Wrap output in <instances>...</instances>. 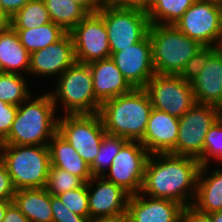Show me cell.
<instances>
[{
	"instance_id": "obj_1",
	"label": "cell",
	"mask_w": 222,
	"mask_h": 222,
	"mask_svg": "<svg viewBox=\"0 0 222 222\" xmlns=\"http://www.w3.org/2000/svg\"><path fill=\"white\" fill-rule=\"evenodd\" d=\"M153 157V158H152ZM201 164L197 158L173 153L150 154L141 194L191 206ZM189 198V200H188Z\"/></svg>"
},
{
	"instance_id": "obj_2",
	"label": "cell",
	"mask_w": 222,
	"mask_h": 222,
	"mask_svg": "<svg viewBox=\"0 0 222 222\" xmlns=\"http://www.w3.org/2000/svg\"><path fill=\"white\" fill-rule=\"evenodd\" d=\"M152 105L144 88L109 99L101 104L99 115L107 134L140 141L148 123Z\"/></svg>"
},
{
	"instance_id": "obj_3",
	"label": "cell",
	"mask_w": 222,
	"mask_h": 222,
	"mask_svg": "<svg viewBox=\"0 0 222 222\" xmlns=\"http://www.w3.org/2000/svg\"><path fill=\"white\" fill-rule=\"evenodd\" d=\"M55 110L50 92L36 99L29 97L18 106L10 132L0 144L48 145L57 133Z\"/></svg>"
},
{
	"instance_id": "obj_4",
	"label": "cell",
	"mask_w": 222,
	"mask_h": 222,
	"mask_svg": "<svg viewBox=\"0 0 222 222\" xmlns=\"http://www.w3.org/2000/svg\"><path fill=\"white\" fill-rule=\"evenodd\" d=\"M0 150L15 190L46 187L51 167L48 145L0 144Z\"/></svg>"
},
{
	"instance_id": "obj_5",
	"label": "cell",
	"mask_w": 222,
	"mask_h": 222,
	"mask_svg": "<svg viewBox=\"0 0 222 222\" xmlns=\"http://www.w3.org/2000/svg\"><path fill=\"white\" fill-rule=\"evenodd\" d=\"M148 35L156 74L179 75L186 63L203 47L174 25L151 24Z\"/></svg>"
},
{
	"instance_id": "obj_6",
	"label": "cell",
	"mask_w": 222,
	"mask_h": 222,
	"mask_svg": "<svg viewBox=\"0 0 222 222\" xmlns=\"http://www.w3.org/2000/svg\"><path fill=\"white\" fill-rule=\"evenodd\" d=\"M56 80L50 92L55 108L61 101L66 115L99 113L101 104L95 98L89 64L75 62Z\"/></svg>"
},
{
	"instance_id": "obj_7",
	"label": "cell",
	"mask_w": 222,
	"mask_h": 222,
	"mask_svg": "<svg viewBox=\"0 0 222 222\" xmlns=\"http://www.w3.org/2000/svg\"><path fill=\"white\" fill-rule=\"evenodd\" d=\"M98 13L103 17L111 52L122 51L141 41L149 30L147 12L117 7L105 1Z\"/></svg>"
},
{
	"instance_id": "obj_8",
	"label": "cell",
	"mask_w": 222,
	"mask_h": 222,
	"mask_svg": "<svg viewBox=\"0 0 222 222\" xmlns=\"http://www.w3.org/2000/svg\"><path fill=\"white\" fill-rule=\"evenodd\" d=\"M58 118L57 133L61 135L81 158L91 165L106 134L99 113L65 115Z\"/></svg>"
},
{
	"instance_id": "obj_9",
	"label": "cell",
	"mask_w": 222,
	"mask_h": 222,
	"mask_svg": "<svg viewBox=\"0 0 222 222\" xmlns=\"http://www.w3.org/2000/svg\"><path fill=\"white\" fill-rule=\"evenodd\" d=\"M221 117V108L209 104L195 103L179 118L176 155L198 158L203 153L207 132Z\"/></svg>"
},
{
	"instance_id": "obj_10",
	"label": "cell",
	"mask_w": 222,
	"mask_h": 222,
	"mask_svg": "<svg viewBox=\"0 0 222 222\" xmlns=\"http://www.w3.org/2000/svg\"><path fill=\"white\" fill-rule=\"evenodd\" d=\"M152 108L182 117L195 103L192 85L179 75L155 74L144 87Z\"/></svg>"
},
{
	"instance_id": "obj_11",
	"label": "cell",
	"mask_w": 222,
	"mask_h": 222,
	"mask_svg": "<svg viewBox=\"0 0 222 222\" xmlns=\"http://www.w3.org/2000/svg\"><path fill=\"white\" fill-rule=\"evenodd\" d=\"M149 156L150 153L140 141H127L114 157L106 174L108 177H103L130 195L138 194L142 189Z\"/></svg>"
},
{
	"instance_id": "obj_12",
	"label": "cell",
	"mask_w": 222,
	"mask_h": 222,
	"mask_svg": "<svg viewBox=\"0 0 222 222\" xmlns=\"http://www.w3.org/2000/svg\"><path fill=\"white\" fill-rule=\"evenodd\" d=\"M174 26L202 46L215 47L222 33V7L196 0Z\"/></svg>"
},
{
	"instance_id": "obj_13",
	"label": "cell",
	"mask_w": 222,
	"mask_h": 222,
	"mask_svg": "<svg viewBox=\"0 0 222 222\" xmlns=\"http://www.w3.org/2000/svg\"><path fill=\"white\" fill-rule=\"evenodd\" d=\"M69 33L74 43L76 62L89 64L110 57L106 25L98 12L89 13Z\"/></svg>"
},
{
	"instance_id": "obj_14",
	"label": "cell",
	"mask_w": 222,
	"mask_h": 222,
	"mask_svg": "<svg viewBox=\"0 0 222 222\" xmlns=\"http://www.w3.org/2000/svg\"><path fill=\"white\" fill-rule=\"evenodd\" d=\"M87 191L90 220L126 217L130 194L122 187L103 176H93L87 182Z\"/></svg>"
},
{
	"instance_id": "obj_15",
	"label": "cell",
	"mask_w": 222,
	"mask_h": 222,
	"mask_svg": "<svg viewBox=\"0 0 222 222\" xmlns=\"http://www.w3.org/2000/svg\"><path fill=\"white\" fill-rule=\"evenodd\" d=\"M110 58L133 88H144L156 74L148 34L122 51L111 52Z\"/></svg>"
},
{
	"instance_id": "obj_16",
	"label": "cell",
	"mask_w": 222,
	"mask_h": 222,
	"mask_svg": "<svg viewBox=\"0 0 222 222\" xmlns=\"http://www.w3.org/2000/svg\"><path fill=\"white\" fill-rule=\"evenodd\" d=\"M75 62L73 39L66 32L58 41L30 54L29 74L59 77Z\"/></svg>"
},
{
	"instance_id": "obj_17",
	"label": "cell",
	"mask_w": 222,
	"mask_h": 222,
	"mask_svg": "<svg viewBox=\"0 0 222 222\" xmlns=\"http://www.w3.org/2000/svg\"><path fill=\"white\" fill-rule=\"evenodd\" d=\"M183 206L168 199L145 198L144 194L130 195L126 222H180Z\"/></svg>"
},
{
	"instance_id": "obj_18",
	"label": "cell",
	"mask_w": 222,
	"mask_h": 222,
	"mask_svg": "<svg viewBox=\"0 0 222 222\" xmlns=\"http://www.w3.org/2000/svg\"><path fill=\"white\" fill-rule=\"evenodd\" d=\"M179 118L152 108L145 134L140 142L150 154H176Z\"/></svg>"
},
{
	"instance_id": "obj_19",
	"label": "cell",
	"mask_w": 222,
	"mask_h": 222,
	"mask_svg": "<svg viewBox=\"0 0 222 222\" xmlns=\"http://www.w3.org/2000/svg\"><path fill=\"white\" fill-rule=\"evenodd\" d=\"M89 67L93 76L95 98L100 104L134 89L110 57L91 62Z\"/></svg>"
},
{
	"instance_id": "obj_20",
	"label": "cell",
	"mask_w": 222,
	"mask_h": 222,
	"mask_svg": "<svg viewBox=\"0 0 222 222\" xmlns=\"http://www.w3.org/2000/svg\"><path fill=\"white\" fill-rule=\"evenodd\" d=\"M191 85L196 103L222 109V56L219 53L215 51L209 57Z\"/></svg>"
},
{
	"instance_id": "obj_21",
	"label": "cell",
	"mask_w": 222,
	"mask_h": 222,
	"mask_svg": "<svg viewBox=\"0 0 222 222\" xmlns=\"http://www.w3.org/2000/svg\"><path fill=\"white\" fill-rule=\"evenodd\" d=\"M208 165L200 167L195 200L192 205L197 211L211 214L222 211V169L208 171ZM210 176H209V175ZM204 176V177H203Z\"/></svg>"
},
{
	"instance_id": "obj_22",
	"label": "cell",
	"mask_w": 222,
	"mask_h": 222,
	"mask_svg": "<svg viewBox=\"0 0 222 222\" xmlns=\"http://www.w3.org/2000/svg\"><path fill=\"white\" fill-rule=\"evenodd\" d=\"M51 166L61 168L87 183L92 177L90 165L85 162L70 143L56 133L48 144Z\"/></svg>"
},
{
	"instance_id": "obj_23",
	"label": "cell",
	"mask_w": 222,
	"mask_h": 222,
	"mask_svg": "<svg viewBox=\"0 0 222 222\" xmlns=\"http://www.w3.org/2000/svg\"><path fill=\"white\" fill-rule=\"evenodd\" d=\"M0 64L6 73L21 74L18 70L29 73L30 53L10 25L0 28Z\"/></svg>"
},
{
	"instance_id": "obj_24",
	"label": "cell",
	"mask_w": 222,
	"mask_h": 222,
	"mask_svg": "<svg viewBox=\"0 0 222 222\" xmlns=\"http://www.w3.org/2000/svg\"><path fill=\"white\" fill-rule=\"evenodd\" d=\"M13 202L30 222H52L51 194L45 188L16 190Z\"/></svg>"
},
{
	"instance_id": "obj_25",
	"label": "cell",
	"mask_w": 222,
	"mask_h": 222,
	"mask_svg": "<svg viewBox=\"0 0 222 222\" xmlns=\"http://www.w3.org/2000/svg\"><path fill=\"white\" fill-rule=\"evenodd\" d=\"M53 23L70 32L89 13L71 0H43Z\"/></svg>"
},
{
	"instance_id": "obj_26",
	"label": "cell",
	"mask_w": 222,
	"mask_h": 222,
	"mask_svg": "<svg viewBox=\"0 0 222 222\" xmlns=\"http://www.w3.org/2000/svg\"><path fill=\"white\" fill-rule=\"evenodd\" d=\"M21 44L31 54L58 41L66 32L57 24L50 23L34 29H14Z\"/></svg>"
},
{
	"instance_id": "obj_27",
	"label": "cell",
	"mask_w": 222,
	"mask_h": 222,
	"mask_svg": "<svg viewBox=\"0 0 222 222\" xmlns=\"http://www.w3.org/2000/svg\"><path fill=\"white\" fill-rule=\"evenodd\" d=\"M196 0H154L147 12L149 23L175 25Z\"/></svg>"
},
{
	"instance_id": "obj_28",
	"label": "cell",
	"mask_w": 222,
	"mask_h": 222,
	"mask_svg": "<svg viewBox=\"0 0 222 222\" xmlns=\"http://www.w3.org/2000/svg\"><path fill=\"white\" fill-rule=\"evenodd\" d=\"M50 22L49 12L43 0L29 1L9 19V25L13 29H34Z\"/></svg>"
},
{
	"instance_id": "obj_29",
	"label": "cell",
	"mask_w": 222,
	"mask_h": 222,
	"mask_svg": "<svg viewBox=\"0 0 222 222\" xmlns=\"http://www.w3.org/2000/svg\"><path fill=\"white\" fill-rule=\"evenodd\" d=\"M22 74L0 73V100L19 106L23 101L32 97L27 87V80Z\"/></svg>"
},
{
	"instance_id": "obj_30",
	"label": "cell",
	"mask_w": 222,
	"mask_h": 222,
	"mask_svg": "<svg viewBox=\"0 0 222 222\" xmlns=\"http://www.w3.org/2000/svg\"><path fill=\"white\" fill-rule=\"evenodd\" d=\"M127 141L126 138L106 133L102 139L99 151L90 165L92 175L104 176L106 170H109V167L112 165L114 157Z\"/></svg>"
},
{
	"instance_id": "obj_31",
	"label": "cell",
	"mask_w": 222,
	"mask_h": 222,
	"mask_svg": "<svg viewBox=\"0 0 222 222\" xmlns=\"http://www.w3.org/2000/svg\"><path fill=\"white\" fill-rule=\"evenodd\" d=\"M84 182L77 176L68 171L50 167L45 189L51 195L57 196L69 190L78 189Z\"/></svg>"
},
{
	"instance_id": "obj_32",
	"label": "cell",
	"mask_w": 222,
	"mask_h": 222,
	"mask_svg": "<svg viewBox=\"0 0 222 222\" xmlns=\"http://www.w3.org/2000/svg\"><path fill=\"white\" fill-rule=\"evenodd\" d=\"M222 161V117L215 122L205 136L203 153L197 158L201 164L208 165L211 158Z\"/></svg>"
},
{
	"instance_id": "obj_33",
	"label": "cell",
	"mask_w": 222,
	"mask_h": 222,
	"mask_svg": "<svg viewBox=\"0 0 222 222\" xmlns=\"http://www.w3.org/2000/svg\"><path fill=\"white\" fill-rule=\"evenodd\" d=\"M57 196L68 209L90 221L87 183H84L78 189L69 190L64 193H60Z\"/></svg>"
},
{
	"instance_id": "obj_34",
	"label": "cell",
	"mask_w": 222,
	"mask_h": 222,
	"mask_svg": "<svg viewBox=\"0 0 222 222\" xmlns=\"http://www.w3.org/2000/svg\"><path fill=\"white\" fill-rule=\"evenodd\" d=\"M216 51L215 47L203 46L186 63L179 76L186 82L191 83L199 74L209 57Z\"/></svg>"
},
{
	"instance_id": "obj_35",
	"label": "cell",
	"mask_w": 222,
	"mask_h": 222,
	"mask_svg": "<svg viewBox=\"0 0 222 222\" xmlns=\"http://www.w3.org/2000/svg\"><path fill=\"white\" fill-rule=\"evenodd\" d=\"M52 222H89L83 216H79L67 208L58 196L51 195Z\"/></svg>"
},
{
	"instance_id": "obj_36",
	"label": "cell",
	"mask_w": 222,
	"mask_h": 222,
	"mask_svg": "<svg viewBox=\"0 0 222 222\" xmlns=\"http://www.w3.org/2000/svg\"><path fill=\"white\" fill-rule=\"evenodd\" d=\"M18 112V106L0 100V143L8 136Z\"/></svg>"
},
{
	"instance_id": "obj_37",
	"label": "cell",
	"mask_w": 222,
	"mask_h": 222,
	"mask_svg": "<svg viewBox=\"0 0 222 222\" xmlns=\"http://www.w3.org/2000/svg\"><path fill=\"white\" fill-rule=\"evenodd\" d=\"M15 191L10 174L0 160V200H13Z\"/></svg>"
},
{
	"instance_id": "obj_38",
	"label": "cell",
	"mask_w": 222,
	"mask_h": 222,
	"mask_svg": "<svg viewBox=\"0 0 222 222\" xmlns=\"http://www.w3.org/2000/svg\"><path fill=\"white\" fill-rule=\"evenodd\" d=\"M180 222H211L209 214L197 211L193 206H186L181 213Z\"/></svg>"
},
{
	"instance_id": "obj_39",
	"label": "cell",
	"mask_w": 222,
	"mask_h": 222,
	"mask_svg": "<svg viewBox=\"0 0 222 222\" xmlns=\"http://www.w3.org/2000/svg\"><path fill=\"white\" fill-rule=\"evenodd\" d=\"M154 0H110L117 7L137 9L148 12Z\"/></svg>"
},
{
	"instance_id": "obj_40",
	"label": "cell",
	"mask_w": 222,
	"mask_h": 222,
	"mask_svg": "<svg viewBox=\"0 0 222 222\" xmlns=\"http://www.w3.org/2000/svg\"><path fill=\"white\" fill-rule=\"evenodd\" d=\"M29 1L31 0H0V7L4 15L11 19Z\"/></svg>"
},
{
	"instance_id": "obj_41",
	"label": "cell",
	"mask_w": 222,
	"mask_h": 222,
	"mask_svg": "<svg viewBox=\"0 0 222 222\" xmlns=\"http://www.w3.org/2000/svg\"><path fill=\"white\" fill-rule=\"evenodd\" d=\"M2 222H30L12 201L5 212Z\"/></svg>"
},
{
	"instance_id": "obj_42",
	"label": "cell",
	"mask_w": 222,
	"mask_h": 222,
	"mask_svg": "<svg viewBox=\"0 0 222 222\" xmlns=\"http://www.w3.org/2000/svg\"><path fill=\"white\" fill-rule=\"evenodd\" d=\"M76 2L80 6H82L88 13H97L102 4L104 3L103 0H71Z\"/></svg>"
},
{
	"instance_id": "obj_43",
	"label": "cell",
	"mask_w": 222,
	"mask_h": 222,
	"mask_svg": "<svg viewBox=\"0 0 222 222\" xmlns=\"http://www.w3.org/2000/svg\"><path fill=\"white\" fill-rule=\"evenodd\" d=\"M13 200H0V222H2L8 205Z\"/></svg>"
},
{
	"instance_id": "obj_44",
	"label": "cell",
	"mask_w": 222,
	"mask_h": 222,
	"mask_svg": "<svg viewBox=\"0 0 222 222\" xmlns=\"http://www.w3.org/2000/svg\"><path fill=\"white\" fill-rule=\"evenodd\" d=\"M89 222H126V217L93 219Z\"/></svg>"
},
{
	"instance_id": "obj_45",
	"label": "cell",
	"mask_w": 222,
	"mask_h": 222,
	"mask_svg": "<svg viewBox=\"0 0 222 222\" xmlns=\"http://www.w3.org/2000/svg\"><path fill=\"white\" fill-rule=\"evenodd\" d=\"M211 222H222V211L209 214Z\"/></svg>"
},
{
	"instance_id": "obj_46",
	"label": "cell",
	"mask_w": 222,
	"mask_h": 222,
	"mask_svg": "<svg viewBox=\"0 0 222 222\" xmlns=\"http://www.w3.org/2000/svg\"><path fill=\"white\" fill-rule=\"evenodd\" d=\"M9 25V19L4 15L0 7V28Z\"/></svg>"
},
{
	"instance_id": "obj_47",
	"label": "cell",
	"mask_w": 222,
	"mask_h": 222,
	"mask_svg": "<svg viewBox=\"0 0 222 222\" xmlns=\"http://www.w3.org/2000/svg\"><path fill=\"white\" fill-rule=\"evenodd\" d=\"M215 48H216V52L222 56V33L217 40Z\"/></svg>"
},
{
	"instance_id": "obj_48",
	"label": "cell",
	"mask_w": 222,
	"mask_h": 222,
	"mask_svg": "<svg viewBox=\"0 0 222 222\" xmlns=\"http://www.w3.org/2000/svg\"><path fill=\"white\" fill-rule=\"evenodd\" d=\"M201 1L212 3V4L222 7V0H201Z\"/></svg>"
},
{
	"instance_id": "obj_49",
	"label": "cell",
	"mask_w": 222,
	"mask_h": 222,
	"mask_svg": "<svg viewBox=\"0 0 222 222\" xmlns=\"http://www.w3.org/2000/svg\"><path fill=\"white\" fill-rule=\"evenodd\" d=\"M0 73H3V70H2L1 64H0Z\"/></svg>"
}]
</instances>
